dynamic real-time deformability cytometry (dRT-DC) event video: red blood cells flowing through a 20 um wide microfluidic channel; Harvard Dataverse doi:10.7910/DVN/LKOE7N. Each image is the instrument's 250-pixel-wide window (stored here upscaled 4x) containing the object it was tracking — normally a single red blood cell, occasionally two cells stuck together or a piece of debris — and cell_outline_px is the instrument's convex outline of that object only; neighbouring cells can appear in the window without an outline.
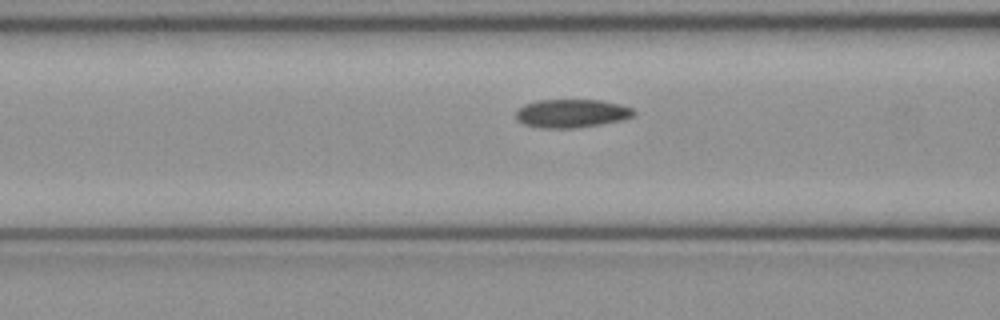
{"species": "common noctule bat (a hibernating species)", "species_latin": "Nyctalus noctula", "temperature_condition": "cold", "stored_images_in_passage": 32, "camera_frame_rate_fps": 3000, "um_per_image_px": 0.085, "animal": {"sex": "female", "body_mass_g": 21.9}, "frame": {"image": 1, "passage_image": 8, "time_ms": 2.333, "image_size_px": [1000, 320], "cell_outline_px": [[636, 112], [632, 116], [624, 120], [576, 128], [540, 128], [524, 124], [516, 120], [516, 112], [524, 104], [536, 100], [600, 100], [620, 104], [632, 108]], "centroid_in_image_um": [48.58, 9.64], "position_along_channel_um": 118.0, "area_um2": 19.59}}
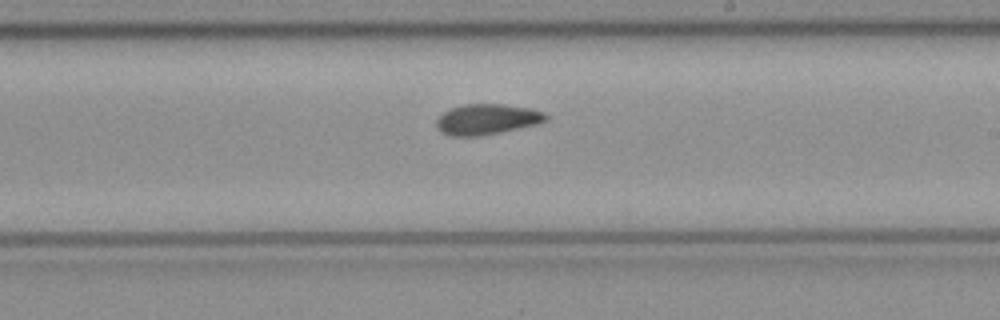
{"frame": {"image": 2, "passage_image": 18, "time_ms": 5.667, "image_size_px": [1000, 320], "cell_outline_px": [[548, 120], [536, 124], [500, 132], [480, 136], [448, 136], [440, 132], [436, 128], [436, 120], [444, 112], [452, 108], [464, 104], [504, 104], [532, 108], [544, 112], [548, 116]], "centroid_in_image_um": [41.38, 10.14], "position_along_channel_um": 247.6, "area_um2": 19.59}}
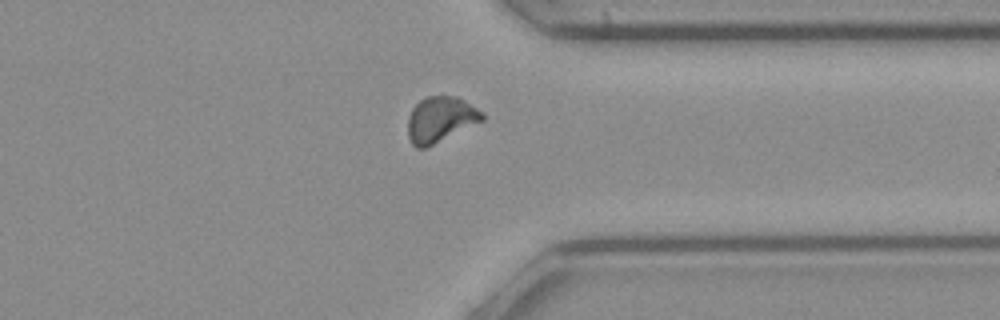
{"frame": {"image": 3, "passage_image": 28, "time_ms": 9.0, "image_size_px": [1000, 320], "cell_outline_px": [[484, 120], [424, 148], [416, 148], [412, 144], [408, 136], [408, 116], [412, 108], [420, 100], [428, 96], [456, 96], [464, 100], [484, 112]], "centroid_in_image_um": [37.43, 10.14], "position_along_channel_um": 374.0, "area_um2": 19.59}}